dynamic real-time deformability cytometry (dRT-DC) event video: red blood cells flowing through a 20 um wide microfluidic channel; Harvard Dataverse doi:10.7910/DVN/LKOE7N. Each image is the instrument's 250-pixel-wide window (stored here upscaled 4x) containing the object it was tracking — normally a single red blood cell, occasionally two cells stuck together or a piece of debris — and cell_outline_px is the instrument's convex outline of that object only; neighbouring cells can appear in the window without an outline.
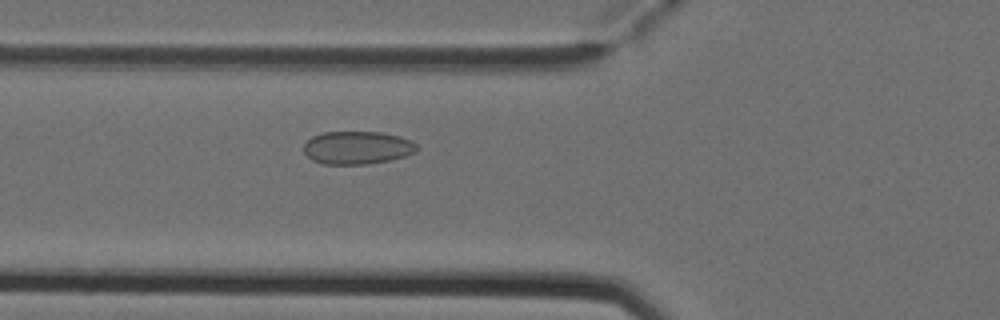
{"species": "Egyptian fruit bat (a non-hibernating species)", "species_latin": "Rousettus aegyptiacus", "temperature_condition": "cold", "stored_images_in_passage": 5, "camera_frame_rate_fps": 3000, "um_per_image_px": 0.085, "animal": {"sex": "female"}, "frame": {"image": 1, "passage_image": 5, "time_ms": 1.333, "image_size_px": [1000, 320], "cell_outline_px": [[420, 148], [416, 152], [404, 156], [388, 160], [368, 164], [324, 164], [312, 160], [304, 152], [304, 144], [312, 136], [324, 132], [380, 132], [400, 136], [416, 144]], "centroid_in_image_um": [30.36, 12.55], "position_along_channel_um": 95.4, "area_um2": 21.68}}